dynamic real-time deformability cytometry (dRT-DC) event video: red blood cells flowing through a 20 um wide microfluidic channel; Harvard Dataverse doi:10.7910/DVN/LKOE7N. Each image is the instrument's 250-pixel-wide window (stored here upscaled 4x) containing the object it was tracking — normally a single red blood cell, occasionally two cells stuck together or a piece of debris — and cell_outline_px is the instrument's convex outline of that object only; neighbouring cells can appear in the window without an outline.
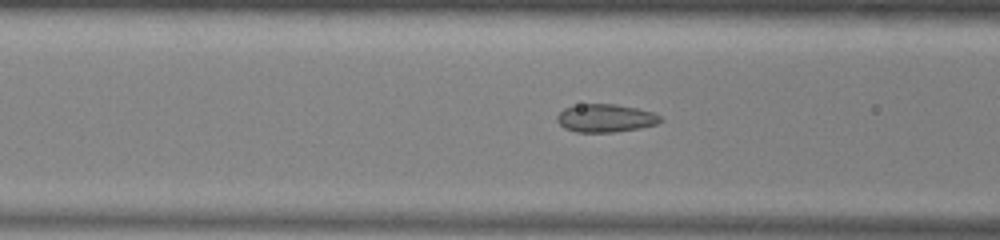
{"species": "common noctule bat (a hibernating species)", "species_latin": "Nyctalus noctula", "temperature_condition": "warm", "stored_images_in_passage": 52, "camera_frame_rate_fps": 3000, "um_per_image_px": 0.085, "animal": {"sex": "male", "body_mass_g": 13.0, "forearm_length_mm": 53.1}, "frame": {"image": 1, "passage_image": 20, "time_ms": 6.333, "image_size_px": [1000, 240], "cell_outline_px": [[664, 120], [656, 124], [640, 128], [612, 132], [576, 132], [564, 128], [556, 120], [556, 116], [564, 108], [580, 104], [616, 104], [636, 108], [652, 112], [660, 116]], "centroid_in_image_um": [51.45, 10.04], "position_along_channel_um": 115.1, "area_um2": 16.88}}
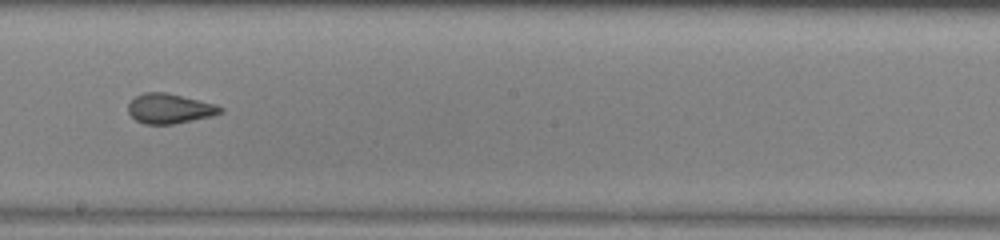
{"frame": {"image": 2, "passage_image": 29, "time_ms": 9.333, "image_size_px": [1000, 240], "cell_outline_px": [[224, 112], [212, 116], [172, 124], [144, 124], [136, 120], [128, 112], [128, 104], [136, 96], [144, 92], [164, 92], [216, 104], [224, 108]], "centroid_in_image_um": [14.43, 9.23], "position_along_channel_um": 233.8, "area_um2": 15.95}}
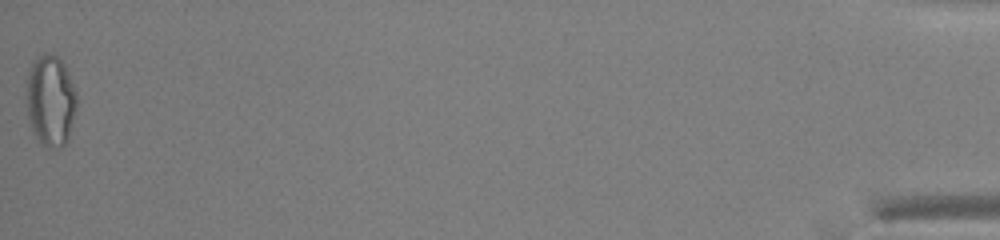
{"frame": {"image": 3, "passage_image": 52, "time_ms": 17.0, "image_size_px": [1000, 240], "cell_outline_px": [[76, 108], [68, 140], [60, 148], [44, 148], [40, 144], [32, 128], [28, 116], [28, 72], [32, 64], [40, 56], [52, 52], [64, 64], [76, 92]], "centroid_in_image_um": [4.32, 8.6], "position_along_channel_um": 430.9, "area_um2": 26.3}, "authors_computed_cell_mechanics": {"area_um2": 18.5538, "velocity_mm_per_s": 3.9629, "shape_relaxation_time_tau1_ms": null, "shape_relaxation_time_tau2_ms": 1.0676, "deformation_change_tau1": null, "deformation_change_tau2": 0.0651}}